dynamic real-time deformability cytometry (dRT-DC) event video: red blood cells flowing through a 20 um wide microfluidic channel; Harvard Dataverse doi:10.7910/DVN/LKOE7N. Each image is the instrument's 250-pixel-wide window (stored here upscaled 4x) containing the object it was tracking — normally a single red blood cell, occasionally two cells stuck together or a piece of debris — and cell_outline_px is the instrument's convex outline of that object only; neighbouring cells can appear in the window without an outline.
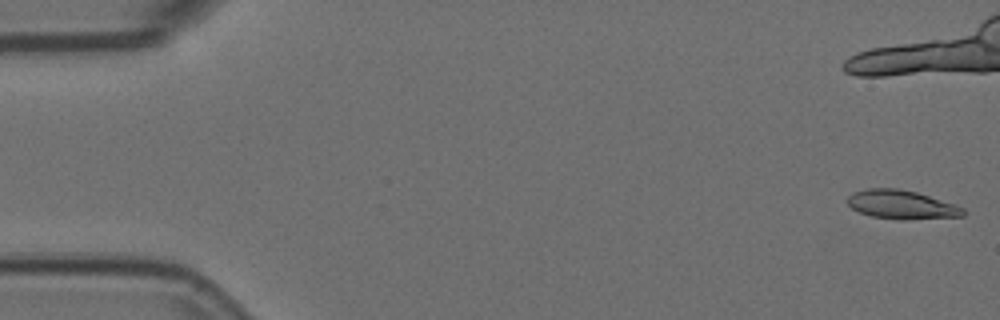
{"species": "Egyptian fruit bat (a non-hibernating species)", "species_latin": "Rousettus aegyptiacus", "temperature_condition": "room temperature", "stored_images_in_passage": 12, "camera_frame_rate_fps": 3000, "um_per_image_px": 0.085, "animal": {"sex": "female"}, "frame": {"image": 1, "passage_image": 1, "time_ms": 0.0, "image_size_px": [1000, 320], "cell_outline_px": [[964, 216], [904, 220], [900, 220], [872, 216], [860, 212], [852, 208], [844, 200], [852, 192], [864, 188], [896, 188], [916, 192], [964, 208]], "centroid_in_image_um": [76.56, 17.39], "position_along_channel_um": 8.4, "area_um2": 19.36}}